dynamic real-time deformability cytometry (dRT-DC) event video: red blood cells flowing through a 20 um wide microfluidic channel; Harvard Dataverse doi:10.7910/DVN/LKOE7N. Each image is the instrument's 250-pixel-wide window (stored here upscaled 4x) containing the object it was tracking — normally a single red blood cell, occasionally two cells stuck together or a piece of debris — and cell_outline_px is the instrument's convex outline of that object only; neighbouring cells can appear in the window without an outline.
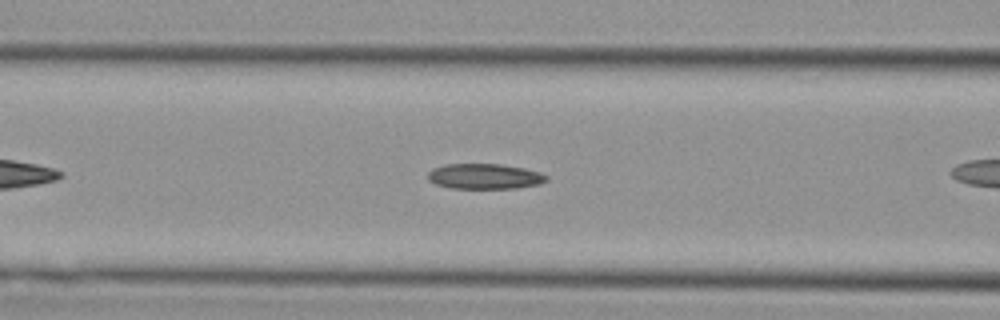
{"species": "Egyptian fruit bat (a non-hibernating species)", "species_latin": "Rousettus aegyptiacus", "temperature_condition": "cold", "stored_images_in_passage": 18, "camera_frame_rate_fps": 3000, "um_per_image_px": 0.085, "animal": {"sex": "female"}, "frame": {"image": 1, "passage_image": 6, "time_ms": 1.667, "image_size_px": [1000, 320], "cell_outline_px": [[548, 180], [540, 184], [516, 188], [452, 188], [436, 184], [428, 180], [428, 172], [432, 168], [444, 164], [500, 164], [524, 168], [540, 172], [548, 176]], "centroid_in_image_um": [41.2, 14.98], "position_along_channel_um": 125.4, "area_um2": 17.57}}